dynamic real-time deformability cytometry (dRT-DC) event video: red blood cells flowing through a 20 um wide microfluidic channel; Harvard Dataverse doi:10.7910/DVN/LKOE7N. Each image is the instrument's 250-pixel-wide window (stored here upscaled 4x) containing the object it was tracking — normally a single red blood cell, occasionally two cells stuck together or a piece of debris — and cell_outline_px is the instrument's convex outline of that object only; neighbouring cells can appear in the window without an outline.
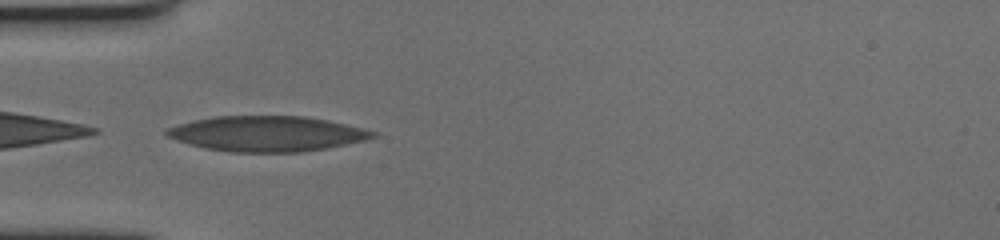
{"species": "human", "species_latin": "Homo sapiens", "temperature_condition": "cold", "stored_images_in_passage": 41, "camera_frame_rate_fps": 3000, "um_per_image_px": 0.085, "donor": {"sex": "female"}, "frame": {"image": 1, "passage_image": 1, "time_ms": 0.0, "image_size_px": [1000, 240], "cell_outline_px": [[380, 132], [376, 136], [364, 140], [328, 148], [304, 152], [228, 152], [204, 148], [188, 144], [176, 140], [168, 136], [164, 132], [164, 128], [176, 124], [216, 116], [304, 116], [328, 120]], "centroid_in_image_um": [22.68, 11.37], "position_along_channel_um": 62.3, "area_um2": 42.66}}
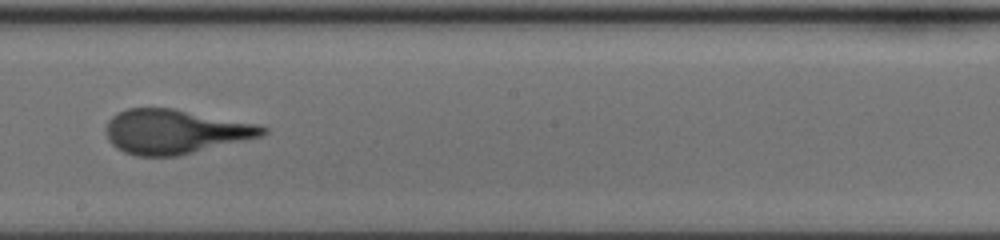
{"frame": {"image": 2, "passage_image": 16, "time_ms": 5.0, "image_size_px": [1000, 240], "cell_outline_px": [[268, 132], [260, 136], [180, 156], [136, 156], [124, 152], [116, 148], [108, 140], [104, 128], [108, 120], [116, 112], [128, 108], [172, 108], [260, 124], [268, 128]], "centroid_in_image_um": [14.84, 11.18], "position_along_channel_um": 233.4, "area_um2": 40.75}}
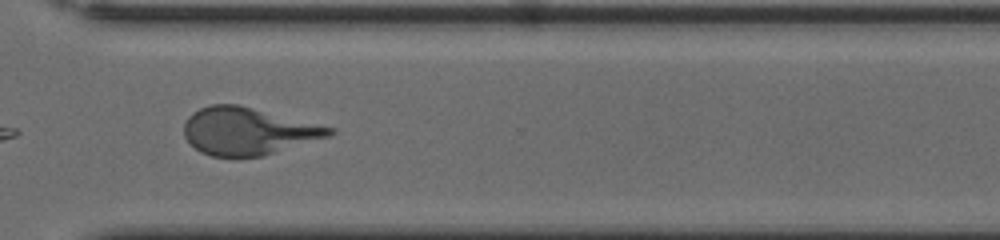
{"frame": {"image": 3, "passage_image": 26, "time_ms": 8.333, "image_size_px": [1000, 240], "cell_outline_px": [[336, 132], [332, 136], [264, 156], [212, 156], [200, 152], [184, 136], [184, 124], [188, 116], [192, 112], [200, 108], [212, 104], [236, 104], [336, 128]], "centroid_in_image_um": [21.11, 11.15], "position_along_channel_um": 349.5, "area_um2": 40.06}}